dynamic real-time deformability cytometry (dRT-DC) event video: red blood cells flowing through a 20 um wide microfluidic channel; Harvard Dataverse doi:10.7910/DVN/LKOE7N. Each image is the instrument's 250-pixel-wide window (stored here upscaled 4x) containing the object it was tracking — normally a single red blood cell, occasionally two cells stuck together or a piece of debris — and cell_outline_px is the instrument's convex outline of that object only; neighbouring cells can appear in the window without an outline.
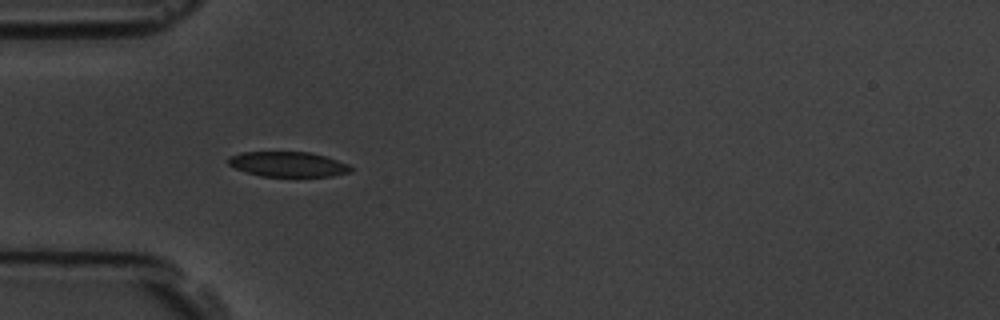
{"species": "common noctule bat (a hibernating species)", "species_latin": "Nyctalus noctula", "temperature_condition": "room temperature", "stored_images_in_passage": 5, "camera_frame_rate_fps": 3000, "um_per_image_px": 0.085, "animal": {"sex": "male", "body_mass_g": 19.5, "forearm_length_mm": 54.6}, "frame": {"image": 1, "passage_image": 4, "time_ms": 3.667, "image_size_px": [1000, 320], "cell_outline_px": [[352, 172], [332, 176], [260, 176], [236, 168], [228, 164], [228, 156], [240, 152], [308, 152], [324, 156], [348, 164], [352, 168]], "centroid_in_image_um": [24.47, 13.96], "position_along_channel_um": 60.5, "area_um2": 17.74}}
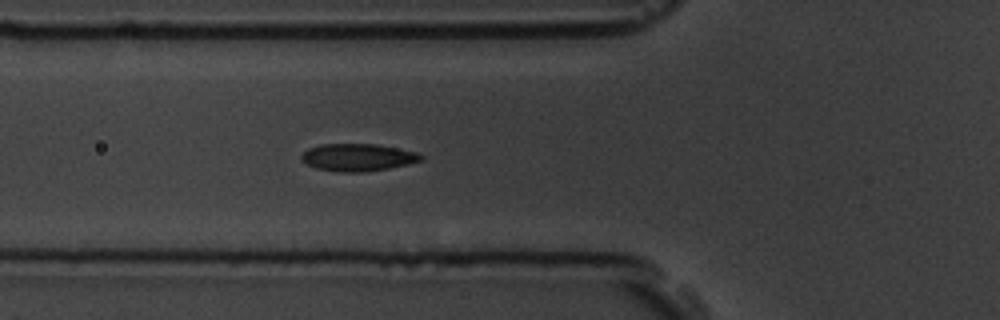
{"frame": {"image": 2, "passage_image": 5, "time_ms": 4.667, "image_size_px": [1000, 320], "cell_outline_px": [[424, 156], [420, 160], [408, 164], [388, 168], [364, 172], [340, 172], [316, 168], [300, 160], [300, 156], [308, 148], [320, 144], [376, 144], [416, 152]], "centroid_in_image_um": [30.37, 13.37], "position_along_channel_um": 95.4, "area_um2": 18.96}}